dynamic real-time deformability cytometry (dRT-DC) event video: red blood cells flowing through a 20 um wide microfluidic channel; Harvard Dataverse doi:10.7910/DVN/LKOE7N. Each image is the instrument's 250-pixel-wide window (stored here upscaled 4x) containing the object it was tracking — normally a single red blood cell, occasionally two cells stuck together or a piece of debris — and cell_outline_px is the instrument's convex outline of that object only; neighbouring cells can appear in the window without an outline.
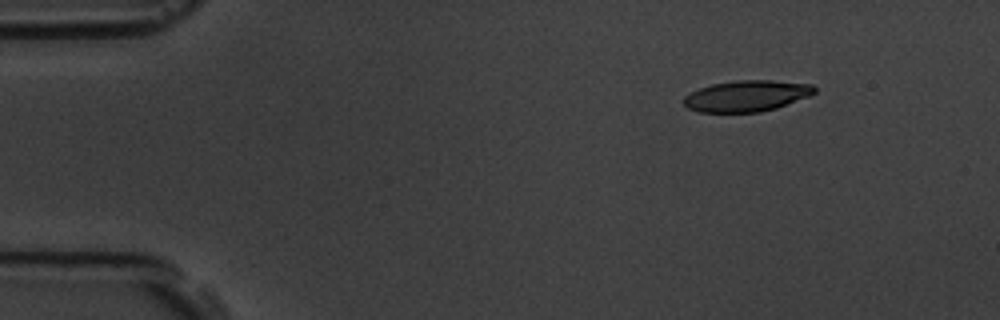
{"species": "common noctule bat (a hibernating species)", "species_latin": "Nyctalus noctula", "temperature_condition": "room temperature", "stored_images_in_passage": 4, "camera_frame_rate_fps": 3000, "um_per_image_px": 0.085, "animal": {"sex": "male", "body_mass_g": 19.5, "forearm_length_mm": 54.6}, "frame": {"image": 1, "passage_image": 2, "time_ms": 2.0, "image_size_px": [1000, 320], "cell_outline_px": [[816, 92], [808, 96], [776, 108], [760, 112], [700, 112], [688, 108], [684, 104], [684, 96], [700, 88], [712, 84], [736, 80], [772, 80], [812, 84], [816, 88]], "centroid_in_image_um": [63.47, 8.15], "position_along_channel_um": 21.5, "area_um2": 23.58}}